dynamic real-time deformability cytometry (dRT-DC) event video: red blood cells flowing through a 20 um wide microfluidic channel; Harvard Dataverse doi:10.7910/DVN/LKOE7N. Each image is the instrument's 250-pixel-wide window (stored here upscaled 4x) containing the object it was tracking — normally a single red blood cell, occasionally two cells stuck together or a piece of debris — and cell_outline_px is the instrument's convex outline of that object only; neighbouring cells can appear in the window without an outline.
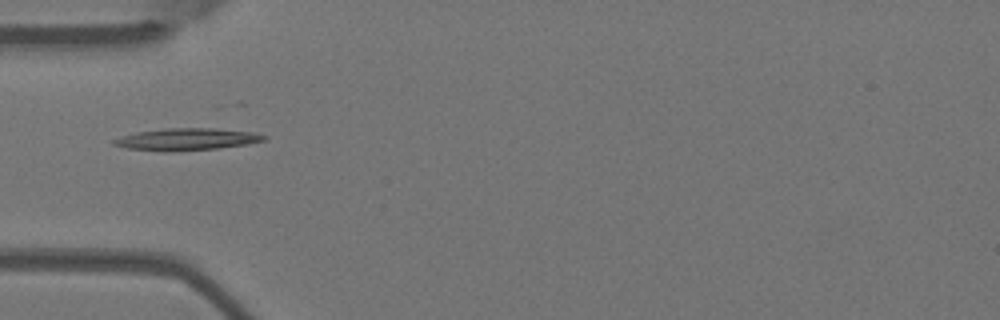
{"species": "Egyptian fruit bat (a non-hibernating species)", "species_latin": "Rousettus aegyptiacus", "temperature_condition": "warm", "stored_images_in_passage": 7, "camera_frame_rate_fps": 3000, "um_per_image_px": 0.085, "animal": {"sex": "female"}, "frame": {"image": 1, "passage_image": 3, "time_ms": 0.667, "image_size_px": [1000, 320], "cell_outline_px": [[268, 140], [248, 144], [220, 148], [128, 148], [112, 144], [112, 140], [120, 136], [136, 132], [164, 128], [216, 128], [252, 132], [268, 136]], "centroid_in_image_um": [15.99, 11.77], "position_along_channel_um": 69.0, "area_um2": 18.15}}
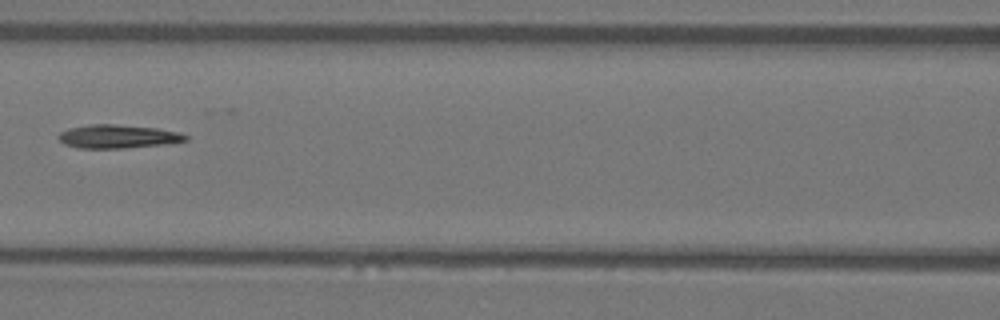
{"frame": {"image": 2, "passage_image": 5, "time_ms": 1.333, "image_size_px": [1000, 320], "cell_outline_px": [[188, 140], [172, 144], [124, 148], [80, 148], [64, 144], [56, 136], [60, 132], [68, 128], [92, 124], [112, 124], [156, 128], [176, 132], [188, 136]], "centroid_in_image_um": [10.02, 11.61], "position_along_channel_um": 156.6, "area_um2": 17.46}}
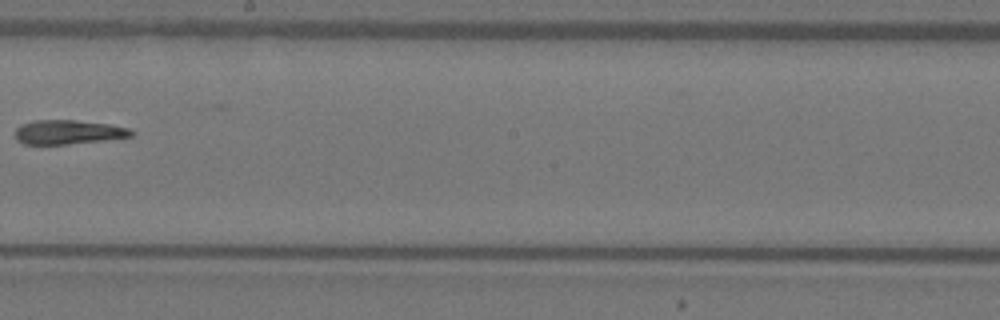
{"frame": {"image": 3, "passage_image": 7, "time_ms": 2.0, "image_size_px": [1000, 320], "cell_outline_px": [[136, 132], [132, 136], [100, 140], [64, 144], [24, 144], [16, 140], [16, 128], [20, 124], [32, 120], [76, 120], [108, 124], [128, 128]], "centroid_in_image_um": [5.75, 11.21], "position_along_channel_um": 242.4, "area_um2": 16.24}}